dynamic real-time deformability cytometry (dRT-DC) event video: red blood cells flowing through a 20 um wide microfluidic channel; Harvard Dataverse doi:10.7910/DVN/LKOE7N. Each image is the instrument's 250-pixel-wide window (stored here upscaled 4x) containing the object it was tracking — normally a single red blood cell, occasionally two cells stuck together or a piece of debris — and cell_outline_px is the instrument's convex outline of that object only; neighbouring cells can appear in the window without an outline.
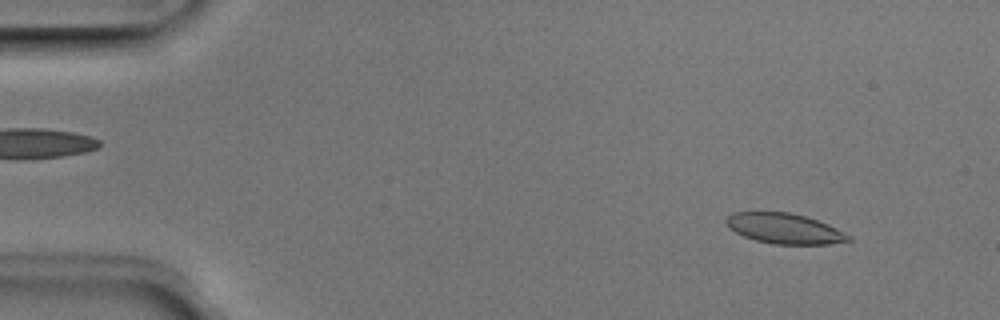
{"species": "Egyptian fruit bat (a non-hibernating species)", "species_latin": "Rousettus aegyptiacus", "temperature_condition": "room temperature", "stored_images_in_passage": 51, "camera_frame_rate_fps": 3000, "um_per_image_px": 0.085, "animal": {"sex": "male"}, "frame": {"image": 1, "passage_image": 5, "time_ms": 1.333, "image_size_px": [1000, 320], "cell_outline_px": [[852, 240], [828, 244], [772, 244], [756, 240], [744, 236], [728, 228], [724, 220], [732, 212], [788, 212], [804, 216], [828, 224], [852, 236]], "centroid_in_image_um": [66.66, 19.42], "position_along_channel_um": 18.3, "area_um2": 21.56}}
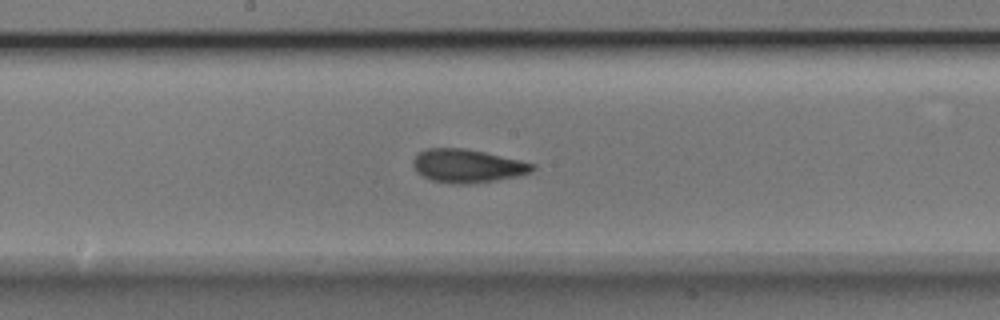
{"frame": {"image": 2, "passage_image": 27, "time_ms": 8.667, "image_size_px": [1000, 320], "cell_outline_px": [[536, 168], [532, 172], [520, 176], [468, 184], [456, 184], [432, 180], [416, 172], [412, 164], [412, 160], [416, 152], [428, 148], [464, 148], [484, 152], [520, 160], [536, 164]], "centroid_in_image_um": [39.72, 14.09], "position_along_channel_um": 208.5, "area_um2": 23.35}}
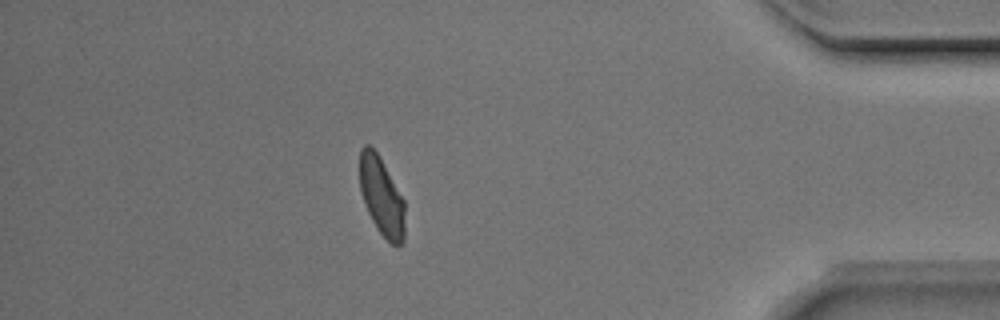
{"frame": {"image": 3, "passage_image": 45, "time_ms": 14.667, "image_size_px": [1000, 320], "cell_outline_px": [[404, 240], [400, 244], [392, 244], [376, 228], [368, 212], [360, 188], [360, 148], [364, 144], [368, 144], [376, 152], [404, 200]], "centroid_in_image_um": [32.43, 16.69], "position_along_channel_um": 402.8, "area_um2": 20.11}, "authors_computed_cell_mechanics": {"area_um2": 22.4264, "velocity_mm_per_s": 3.932, "shape_relaxation_time_tau1_ms": 4.0831, "shape_relaxation_time_tau2_ms": 1.5232, "deformation_change_tau1": 0.1422, "deformation_change_tau2": 0.072}}